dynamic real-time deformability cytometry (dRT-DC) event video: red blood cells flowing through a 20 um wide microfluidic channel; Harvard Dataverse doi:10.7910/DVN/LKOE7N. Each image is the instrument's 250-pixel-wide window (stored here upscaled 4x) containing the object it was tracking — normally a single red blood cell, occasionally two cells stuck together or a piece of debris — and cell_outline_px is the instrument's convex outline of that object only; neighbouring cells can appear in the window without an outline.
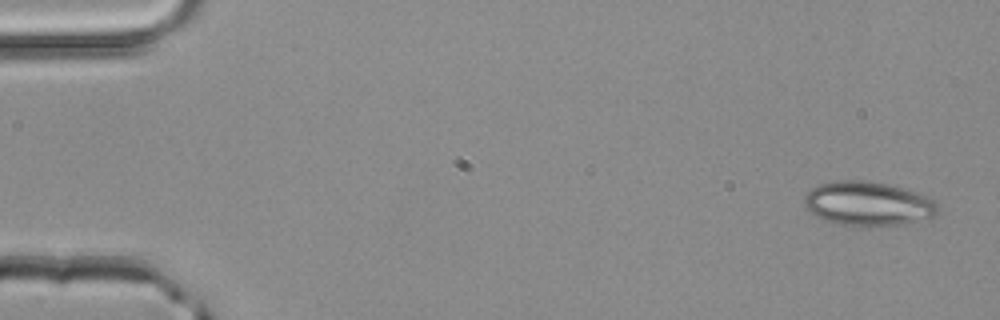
{"species": "common noctule bat (a hibernating species)", "species_latin": "Nyctalus noctula", "temperature_condition": "room temperature", "stored_images_in_passage": 49, "camera_frame_rate_fps": 3000, "um_per_image_px": 0.085, "animal": {"sex": "male", "body_mass_g": 20.4}, "frame": {"image": 1, "passage_image": 1, "time_ms": 0.0, "image_size_px": [1000, 320], "cell_outline_px": [[940, 208], [932, 216], [900, 224], [836, 224], [824, 220], [808, 212], [804, 204], [804, 196], [812, 188], [820, 184], [836, 180], [864, 180], [888, 184], [916, 192], [936, 200], [940, 204]], "centroid_in_image_um": [73.75, 17.28], "position_along_channel_um": 11.3, "area_um2": 33.87}}
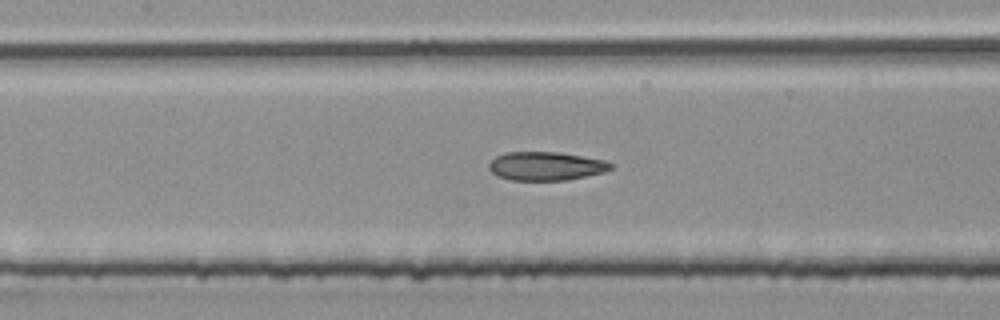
{"frame": {"image": 2, "passage_image": 22, "time_ms": 7.0, "image_size_px": [1000, 320], "cell_outline_px": [[616, 164], [612, 168], [604, 172], [568, 180], [512, 180], [500, 176], [492, 172], [488, 168], [488, 164], [496, 156], [504, 152], [560, 152], [604, 160]], "centroid_in_image_um": [46.43, 14.11], "position_along_channel_um": 161.0, "area_um2": 20.35}}
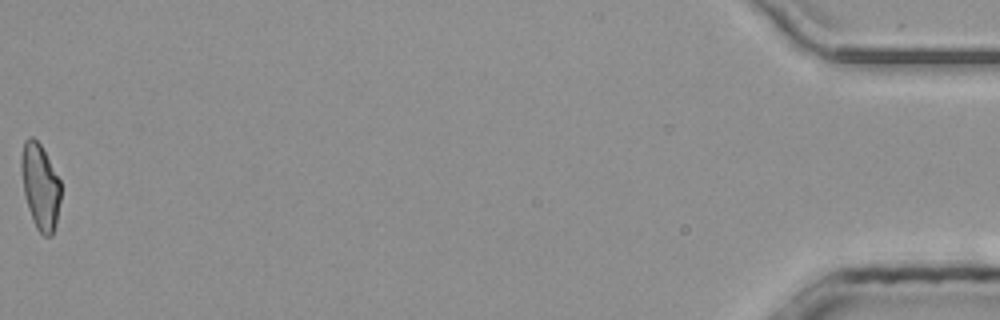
{"frame": {"image": 3, "passage_image": 49, "time_ms": 16.0, "image_size_px": [1000, 320], "cell_outline_px": [[60, 200], [56, 224], [52, 236], [44, 236], [36, 228], [28, 208], [24, 192], [20, 168], [20, 156], [24, 140], [28, 136], [32, 136], [40, 144], [60, 180]], "centroid_in_image_um": [3.4, 15.83], "position_along_channel_um": 431.8, "area_um2": 19.71}, "authors_computed_cell_mechanics": {"area_um2": 20.519, "velocity_mm_per_s": 4.1864, "shape_relaxation_time_tau1_ms": null, "shape_relaxation_time_tau2_ms": 2.1918, "deformation_change_tau1": null, "deformation_change_tau2": 0.107}}